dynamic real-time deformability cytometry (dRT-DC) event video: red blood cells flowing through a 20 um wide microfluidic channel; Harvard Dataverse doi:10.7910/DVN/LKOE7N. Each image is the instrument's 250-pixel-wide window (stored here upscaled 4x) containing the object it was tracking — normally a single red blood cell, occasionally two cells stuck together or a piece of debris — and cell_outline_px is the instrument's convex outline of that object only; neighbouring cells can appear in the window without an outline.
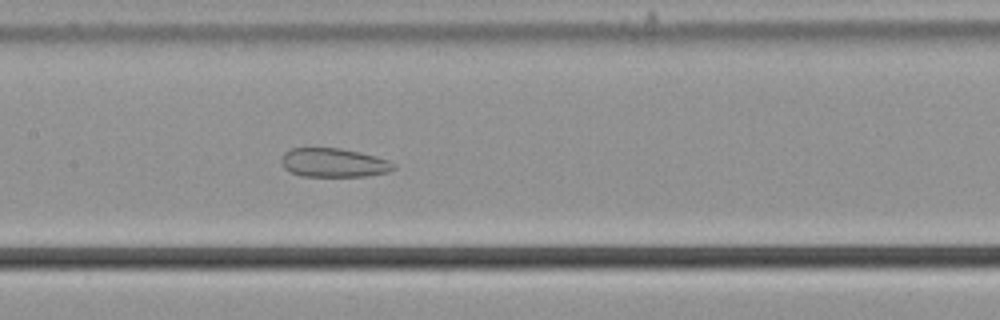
{"species": "common noctule bat (a hibernating species)", "species_latin": "Nyctalus noctula", "temperature_condition": "cold", "stored_images_in_passage": 42, "camera_frame_rate_fps": 3000, "um_per_image_px": 0.085, "animal": {"sex": "male", "body_mass_g": 21.5, "forearm_length_mm": 52.0}, "frame": {"image": 1, "passage_image": 14, "time_ms": 4.333, "image_size_px": [1000, 320], "cell_outline_px": [[396, 168], [388, 172], [368, 176], [300, 176], [288, 172], [280, 164], [280, 156], [284, 152], [292, 148], [340, 148], [360, 152], [376, 156], [388, 160], [396, 164]], "centroid_in_image_um": [28.33, 13.83], "position_along_channel_um": 179.1, "area_um2": 19.25}}
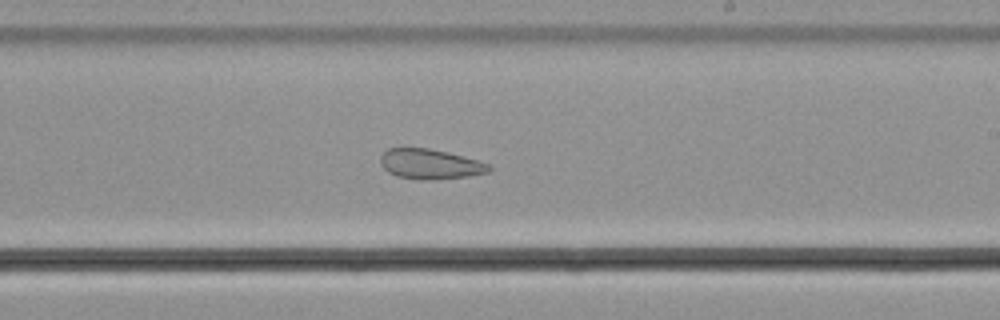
{"frame": {"image": 2, "passage_image": 20, "time_ms": 6.333, "image_size_px": [1000, 320], "cell_outline_px": [[492, 168], [488, 172], [468, 176], [432, 180], [420, 180], [396, 176], [388, 172], [380, 164], [380, 156], [388, 148], [404, 144], [428, 148], [448, 152], [476, 160], [488, 164]], "centroid_in_image_um": [36.46, 13.91], "position_along_channel_um": 252.5, "area_um2": 19.54}}
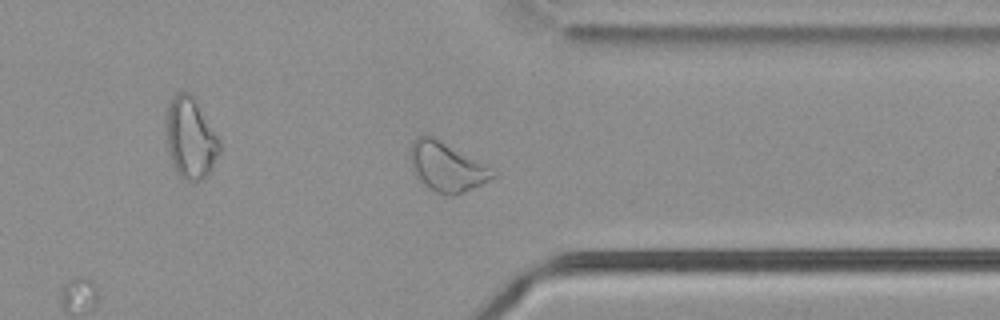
{"frame": {"image": 3, "passage_image": 30, "time_ms": 9.667, "image_size_px": [1000, 320], "cell_outline_px": [[500, 176], [472, 188], [452, 196], [444, 196], [428, 188], [412, 172], [412, 140], [416, 136], [432, 136], [440, 140], [484, 164], [496, 172]], "centroid_in_image_um": [37.99, 14.21], "position_along_channel_um": 373.4, "area_um2": 23.29}, "authors_computed_cell_mechanics": {"area_um2": 22.7154, "velocity_mm_per_s": 3.6832, "shape_relaxation_time_tau1_ms": null, "shape_relaxation_time_tau2_ms": 2.5753, "deformation_change_tau1": null, "deformation_change_tau2": 0.096}}